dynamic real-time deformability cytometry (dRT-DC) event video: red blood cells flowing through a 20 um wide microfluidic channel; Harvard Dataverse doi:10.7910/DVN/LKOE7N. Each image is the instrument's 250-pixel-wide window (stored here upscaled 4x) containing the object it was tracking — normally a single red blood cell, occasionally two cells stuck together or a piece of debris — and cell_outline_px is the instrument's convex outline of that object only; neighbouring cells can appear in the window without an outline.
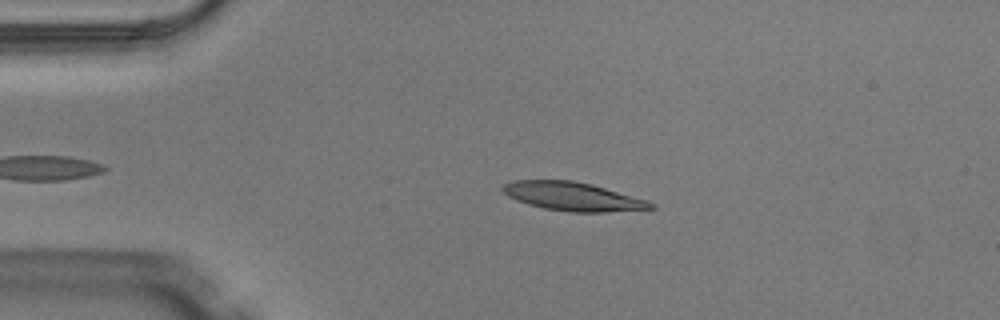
{"species": "Egyptian fruit bat (a non-hibernating species)", "species_latin": "Rousettus aegyptiacus", "temperature_condition": "warm", "stored_images_in_passage": 2, "camera_frame_rate_fps": 3000, "um_per_image_px": 0.085, "animal": {"sex": "male"}, "frame": {"image": 1, "passage_image": 1, "time_ms": 0.0, "image_size_px": [1000, 320], "cell_outline_px": [[656, 208], [604, 212], [572, 212], [544, 208], [528, 204], [516, 200], [508, 196], [500, 188], [504, 184], [512, 180], [572, 180], [604, 188], [648, 200], [656, 204]], "centroid_in_image_um": [48.67, 16.7], "position_along_channel_um": 36.3, "area_um2": 24.45}}